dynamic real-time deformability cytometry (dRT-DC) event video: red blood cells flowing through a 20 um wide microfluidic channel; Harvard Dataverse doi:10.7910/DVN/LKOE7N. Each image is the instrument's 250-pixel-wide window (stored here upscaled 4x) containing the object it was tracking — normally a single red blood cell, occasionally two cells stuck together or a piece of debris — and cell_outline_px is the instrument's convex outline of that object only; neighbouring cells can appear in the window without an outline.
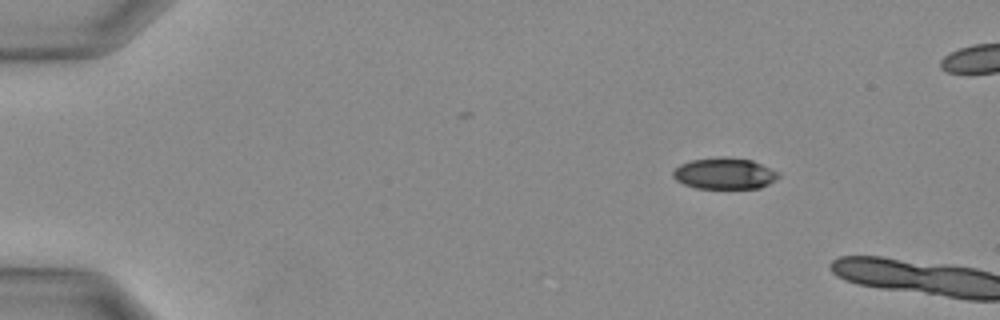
{"species": "Egyptian fruit bat (a non-hibernating species)", "species_latin": "Rousettus aegyptiacus", "temperature_condition": "warm", "stored_images_in_passage": 3, "camera_frame_rate_fps": 3000, "um_per_image_px": 0.085, "animal": {"sex": "female"}, "frame": {"image": 1, "passage_image": 1, "time_ms": 0.0, "image_size_px": [1000, 320], "cell_outline_px": [[780, 176], [776, 180], [760, 188], [696, 188], [684, 184], [676, 180], [672, 176], [672, 172], [680, 164], [692, 160], [724, 156], [752, 160], [780, 172]], "centroid_in_image_um": [61.6, 14.74], "position_along_channel_um": 23.4, "area_um2": 19.31}}